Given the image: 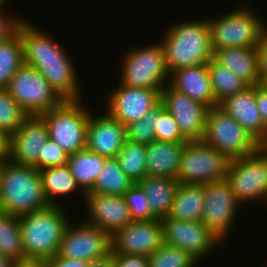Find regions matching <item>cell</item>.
I'll list each match as a JSON object with an SVG mask.
<instances>
[{
	"mask_svg": "<svg viewBox=\"0 0 267 267\" xmlns=\"http://www.w3.org/2000/svg\"><path fill=\"white\" fill-rule=\"evenodd\" d=\"M163 243V228L159 219L133 221L111 235V250L114 253L149 256Z\"/></svg>",
	"mask_w": 267,
	"mask_h": 267,
	"instance_id": "cell-17",
	"label": "cell"
},
{
	"mask_svg": "<svg viewBox=\"0 0 267 267\" xmlns=\"http://www.w3.org/2000/svg\"><path fill=\"white\" fill-rule=\"evenodd\" d=\"M225 179L241 205L254 200L267 203V151L260 147L254 154L230 160Z\"/></svg>",
	"mask_w": 267,
	"mask_h": 267,
	"instance_id": "cell-11",
	"label": "cell"
},
{
	"mask_svg": "<svg viewBox=\"0 0 267 267\" xmlns=\"http://www.w3.org/2000/svg\"><path fill=\"white\" fill-rule=\"evenodd\" d=\"M24 64L22 42L17 33L0 43V89H7L10 79Z\"/></svg>",
	"mask_w": 267,
	"mask_h": 267,
	"instance_id": "cell-33",
	"label": "cell"
},
{
	"mask_svg": "<svg viewBox=\"0 0 267 267\" xmlns=\"http://www.w3.org/2000/svg\"><path fill=\"white\" fill-rule=\"evenodd\" d=\"M82 104V99L64 100L59 106L40 115L47 125L49 138L68 156L86 149L91 111Z\"/></svg>",
	"mask_w": 267,
	"mask_h": 267,
	"instance_id": "cell-6",
	"label": "cell"
},
{
	"mask_svg": "<svg viewBox=\"0 0 267 267\" xmlns=\"http://www.w3.org/2000/svg\"><path fill=\"white\" fill-rule=\"evenodd\" d=\"M208 18L213 50L234 47L256 48L267 28L265 20L245 5L224 14Z\"/></svg>",
	"mask_w": 267,
	"mask_h": 267,
	"instance_id": "cell-5",
	"label": "cell"
},
{
	"mask_svg": "<svg viewBox=\"0 0 267 267\" xmlns=\"http://www.w3.org/2000/svg\"><path fill=\"white\" fill-rule=\"evenodd\" d=\"M118 85L107 97L106 110L124 126L138 121L160 104L161 89Z\"/></svg>",
	"mask_w": 267,
	"mask_h": 267,
	"instance_id": "cell-16",
	"label": "cell"
},
{
	"mask_svg": "<svg viewBox=\"0 0 267 267\" xmlns=\"http://www.w3.org/2000/svg\"><path fill=\"white\" fill-rule=\"evenodd\" d=\"M204 203V185L178 184L168 218L201 221Z\"/></svg>",
	"mask_w": 267,
	"mask_h": 267,
	"instance_id": "cell-26",
	"label": "cell"
},
{
	"mask_svg": "<svg viewBox=\"0 0 267 267\" xmlns=\"http://www.w3.org/2000/svg\"><path fill=\"white\" fill-rule=\"evenodd\" d=\"M120 84L128 87L162 89L169 83L161 43L132 48L123 56Z\"/></svg>",
	"mask_w": 267,
	"mask_h": 267,
	"instance_id": "cell-8",
	"label": "cell"
},
{
	"mask_svg": "<svg viewBox=\"0 0 267 267\" xmlns=\"http://www.w3.org/2000/svg\"><path fill=\"white\" fill-rule=\"evenodd\" d=\"M160 41L169 74L176 69L208 63L213 59L208 19L184 21L167 28Z\"/></svg>",
	"mask_w": 267,
	"mask_h": 267,
	"instance_id": "cell-3",
	"label": "cell"
},
{
	"mask_svg": "<svg viewBox=\"0 0 267 267\" xmlns=\"http://www.w3.org/2000/svg\"><path fill=\"white\" fill-rule=\"evenodd\" d=\"M48 138V128L44 120L40 116H29L9 137L8 159L38 169V155Z\"/></svg>",
	"mask_w": 267,
	"mask_h": 267,
	"instance_id": "cell-18",
	"label": "cell"
},
{
	"mask_svg": "<svg viewBox=\"0 0 267 267\" xmlns=\"http://www.w3.org/2000/svg\"><path fill=\"white\" fill-rule=\"evenodd\" d=\"M88 264L89 261L64 258L57 254L53 258L45 260L46 267H88Z\"/></svg>",
	"mask_w": 267,
	"mask_h": 267,
	"instance_id": "cell-43",
	"label": "cell"
},
{
	"mask_svg": "<svg viewBox=\"0 0 267 267\" xmlns=\"http://www.w3.org/2000/svg\"><path fill=\"white\" fill-rule=\"evenodd\" d=\"M116 159L120 169L133 183L147 176L146 145L126 140Z\"/></svg>",
	"mask_w": 267,
	"mask_h": 267,
	"instance_id": "cell-32",
	"label": "cell"
},
{
	"mask_svg": "<svg viewBox=\"0 0 267 267\" xmlns=\"http://www.w3.org/2000/svg\"><path fill=\"white\" fill-rule=\"evenodd\" d=\"M160 221L164 243L190 252L200 262L214 251V246L217 247L218 243L222 242L201 221H182L171 218Z\"/></svg>",
	"mask_w": 267,
	"mask_h": 267,
	"instance_id": "cell-14",
	"label": "cell"
},
{
	"mask_svg": "<svg viewBox=\"0 0 267 267\" xmlns=\"http://www.w3.org/2000/svg\"><path fill=\"white\" fill-rule=\"evenodd\" d=\"M229 162L224 154L203 141H187L177 181L179 184L204 185L225 180Z\"/></svg>",
	"mask_w": 267,
	"mask_h": 267,
	"instance_id": "cell-10",
	"label": "cell"
},
{
	"mask_svg": "<svg viewBox=\"0 0 267 267\" xmlns=\"http://www.w3.org/2000/svg\"><path fill=\"white\" fill-rule=\"evenodd\" d=\"M6 90L29 116H40L64 101L37 69L26 64L15 72Z\"/></svg>",
	"mask_w": 267,
	"mask_h": 267,
	"instance_id": "cell-9",
	"label": "cell"
},
{
	"mask_svg": "<svg viewBox=\"0 0 267 267\" xmlns=\"http://www.w3.org/2000/svg\"><path fill=\"white\" fill-rule=\"evenodd\" d=\"M39 172L42 177L44 194L50 205H60L58 199L61 198L59 197L66 198V196H70L73 192L82 193L71 174L68 164L58 167H47L40 169Z\"/></svg>",
	"mask_w": 267,
	"mask_h": 267,
	"instance_id": "cell-28",
	"label": "cell"
},
{
	"mask_svg": "<svg viewBox=\"0 0 267 267\" xmlns=\"http://www.w3.org/2000/svg\"><path fill=\"white\" fill-rule=\"evenodd\" d=\"M255 100L263 123L267 126V90L260 84L255 85Z\"/></svg>",
	"mask_w": 267,
	"mask_h": 267,
	"instance_id": "cell-44",
	"label": "cell"
},
{
	"mask_svg": "<svg viewBox=\"0 0 267 267\" xmlns=\"http://www.w3.org/2000/svg\"><path fill=\"white\" fill-rule=\"evenodd\" d=\"M134 184L120 169L116 158H107L89 193L123 196Z\"/></svg>",
	"mask_w": 267,
	"mask_h": 267,
	"instance_id": "cell-29",
	"label": "cell"
},
{
	"mask_svg": "<svg viewBox=\"0 0 267 267\" xmlns=\"http://www.w3.org/2000/svg\"><path fill=\"white\" fill-rule=\"evenodd\" d=\"M257 51L258 74L261 80L267 75V28L261 36Z\"/></svg>",
	"mask_w": 267,
	"mask_h": 267,
	"instance_id": "cell-42",
	"label": "cell"
},
{
	"mask_svg": "<svg viewBox=\"0 0 267 267\" xmlns=\"http://www.w3.org/2000/svg\"><path fill=\"white\" fill-rule=\"evenodd\" d=\"M204 198L201 222L221 241H224L231 233L241 204L237 201L226 179L204 184Z\"/></svg>",
	"mask_w": 267,
	"mask_h": 267,
	"instance_id": "cell-12",
	"label": "cell"
},
{
	"mask_svg": "<svg viewBox=\"0 0 267 267\" xmlns=\"http://www.w3.org/2000/svg\"><path fill=\"white\" fill-rule=\"evenodd\" d=\"M157 106L138 121L126 126V140L147 145L156 140Z\"/></svg>",
	"mask_w": 267,
	"mask_h": 267,
	"instance_id": "cell-36",
	"label": "cell"
},
{
	"mask_svg": "<svg viewBox=\"0 0 267 267\" xmlns=\"http://www.w3.org/2000/svg\"><path fill=\"white\" fill-rule=\"evenodd\" d=\"M13 260L5 257L0 253V267H12L13 266Z\"/></svg>",
	"mask_w": 267,
	"mask_h": 267,
	"instance_id": "cell-48",
	"label": "cell"
},
{
	"mask_svg": "<svg viewBox=\"0 0 267 267\" xmlns=\"http://www.w3.org/2000/svg\"><path fill=\"white\" fill-rule=\"evenodd\" d=\"M160 103L173 116L187 141L202 140L210 107L174 90L168 84L161 89Z\"/></svg>",
	"mask_w": 267,
	"mask_h": 267,
	"instance_id": "cell-15",
	"label": "cell"
},
{
	"mask_svg": "<svg viewBox=\"0 0 267 267\" xmlns=\"http://www.w3.org/2000/svg\"><path fill=\"white\" fill-rule=\"evenodd\" d=\"M12 267H46L45 260L21 259L13 262Z\"/></svg>",
	"mask_w": 267,
	"mask_h": 267,
	"instance_id": "cell-47",
	"label": "cell"
},
{
	"mask_svg": "<svg viewBox=\"0 0 267 267\" xmlns=\"http://www.w3.org/2000/svg\"><path fill=\"white\" fill-rule=\"evenodd\" d=\"M155 137L157 141L187 142L182 136L177 122L161 103L157 106Z\"/></svg>",
	"mask_w": 267,
	"mask_h": 267,
	"instance_id": "cell-37",
	"label": "cell"
},
{
	"mask_svg": "<svg viewBox=\"0 0 267 267\" xmlns=\"http://www.w3.org/2000/svg\"><path fill=\"white\" fill-rule=\"evenodd\" d=\"M69 156L50 138L44 143L38 155V170L47 167H58L68 164Z\"/></svg>",
	"mask_w": 267,
	"mask_h": 267,
	"instance_id": "cell-39",
	"label": "cell"
},
{
	"mask_svg": "<svg viewBox=\"0 0 267 267\" xmlns=\"http://www.w3.org/2000/svg\"><path fill=\"white\" fill-rule=\"evenodd\" d=\"M260 85L267 90V75L261 80Z\"/></svg>",
	"mask_w": 267,
	"mask_h": 267,
	"instance_id": "cell-49",
	"label": "cell"
},
{
	"mask_svg": "<svg viewBox=\"0 0 267 267\" xmlns=\"http://www.w3.org/2000/svg\"><path fill=\"white\" fill-rule=\"evenodd\" d=\"M207 69L217 105L225 98L240 93L250 86L230 69L219 65L213 59L207 63Z\"/></svg>",
	"mask_w": 267,
	"mask_h": 267,
	"instance_id": "cell-30",
	"label": "cell"
},
{
	"mask_svg": "<svg viewBox=\"0 0 267 267\" xmlns=\"http://www.w3.org/2000/svg\"><path fill=\"white\" fill-rule=\"evenodd\" d=\"M229 160L254 154L261 144L218 106L210 108L202 140Z\"/></svg>",
	"mask_w": 267,
	"mask_h": 267,
	"instance_id": "cell-7",
	"label": "cell"
},
{
	"mask_svg": "<svg viewBox=\"0 0 267 267\" xmlns=\"http://www.w3.org/2000/svg\"><path fill=\"white\" fill-rule=\"evenodd\" d=\"M9 157V136L0 130V160L3 162Z\"/></svg>",
	"mask_w": 267,
	"mask_h": 267,
	"instance_id": "cell-46",
	"label": "cell"
},
{
	"mask_svg": "<svg viewBox=\"0 0 267 267\" xmlns=\"http://www.w3.org/2000/svg\"><path fill=\"white\" fill-rule=\"evenodd\" d=\"M186 142L154 140L146 145L147 176H166L177 180Z\"/></svg>",
	"mask_w": 267,
	"mask_h": 267,
	"instance_id": "cell-23",
	"label": "cell"
},
{
	"mask_svg": "<svg viewBox=\"0 0 267 267\" xmlns=\"http://www.w3.org/2000/svg\"><path fill=\"white\" fill-rule=\"evenodd\" d=\"M213 60L219 65L230 69L249 85L261 84L258 74L256 48L234 47L213 51Z\"/></svg>",
	"mask_w": 267,
	"mask_h": 267,
	"instance_id": "cell-24",
	"label": "cell"
},
{
	"mask_svg": "<svg viewBox=\"0 0 267 267\" xmlns=\"http://www.w3.org/2000/svg\"><path fill=\"white\" fill-rule=\"evenodd\" d=\"M107 157L92 153L88 149L69 155L68 165L83 195L89 193L99 176Z\"/></svg>",
	"mask_w": 267,
	"mask_h": 267,
	"instance_id": "cell-27",
	"label": "cell"
},
{
	"mask_svg": "<svg viewBox=\"0 0 267 267\" xmlns=\"http://www.w3.org/2000/svg\"><path fill=\"white\" fill-rule=\"evenodd\" d=\"M133 221L152 220V211L141 187L135 183L124 195Z\"/></svg>",
	"mask_w": 267,
	"mask_h": 267,
	"instance_id": "cell-38",
	"label": "cell"
},
{
	"mask_svg": "<svg viewBox=\"0 0 267 267\" xmlns=\"http://www.w3.org/2000/svg\"><path fill=\"white\" fill-rule=\"evenodd\" d=\"M115 267H148L147 256L114 253Z\"/></svg>",
	"mask_w": 267,
	"mask_h": 267,
	"instance_id": "cell-41",
	"label": "cell"
},
{
	"mask_svg": "<svg viewBox=\"0 0 267 267\" xmlns=\"http://www.w3.org/2000/svg\"><path fill=\"white\" fill-rule=\"evenodd\" d=\"M18 33L24 64L37 69L63 100L82 99L78 74L67 50L28 19L21 23Z\"/></svg>",
	"mask_w": 267,
	"mask_h": 267,
	"instance_id": "cell-1",
	"label": "cell"
},
{
	"mask_svg": "<svg viewBox=\"0 0 267 267\" xmlns=\"http://www.w3.org/2000/svg\"><path fill=\"white\" fill-rule=\"evenodd\" d=\"M126 141V126L107 111L99 116L90 114L86 149L107 158H116Z\"/></svg>",
	"mask_w": 267,
	"mask_h": 267,
	"instance_id": "cell-20",
	"label": "cell"
},
{
	"mask_svg": "<svg viewBox=\"0 0 267 267\" xmlns=\"http://www.w3.org/2000/svg\"><path fill=\"white\" fill-rule=\"evenodd\" d=\"M0 253L18 261L24 259L18 216L0 211Z\"/></svg>",
	"mask_w": 267,
	"mask_h": 267,
	"instance_id": "cell-31",
	"label": "cell"
},
{
	"mask_svg": "<svg viewBox=\"0 0 267 267\" xmlns=\"http://www.w3.org/2000/svg\"><path fill=\"white\" fill-rule=\"evenodd\" d=\"M218 107L236 120L261 145L267 139V126L263 123L255 100V85L225 98Z\"/></svg>",
	"mask_w": 267,
	"mask_h": 267,
	"instance_id": "cell-21",
	"label": "cell"
},
{
	"mask_svg": "<svg viewBox=\"0 0 267 267\" xmlns=\"http://www.w3.org/2000/svg\"><path fill=\"white\" fill-rule=\"evenodd\" d=\"M148 267H196L200 262L190 252L163 243L147 256Z\"/></svg>",
	"mask_w": 267,
	"mask_h": 267,
	"instance_id": "cell-34",
	"label": "cell"
},
{
	"mask_svg": "<svg viewBox=\"0 0 267 267\" xmlns=\"http://www.w3.org/2000/svg\"><path fill=\"white\" fill-rule=\"evenodd\" d=\"M261 147L267 151V139L263 142V144L261 145Z\"/></svg>",
	"mask_w": 267,
	"mask_h": 267,
	"instance_id": "cell-50",
	"label": "cell"
},
{
	"mask_svg": "<svg viewBox=\"0 0 267 267\" xmlns=\"http://www.w3.org/2000/svg\"><path fill=\"white\" fill-rule=\"evenodd\" d=\"M88 220L84 222L107 231L110 235L133 222L123 196L86 193L84 195Z\"/></svg>",
	"mask_w": 267,
	"mask_h": 267,
	"instance_id": "cell-19",
	"label": "cell"
},
{
	"mask_svg": "<svg viewBox=\"0 0 267 267\" xmlns=\"http://www.w3.org/2000/svg\"><path fill=\"white\" fill-rule=\"evenodd\" d=\"M111 250V235L99 227L70 220L60 242L58 256L92 261Z\"/></svg>",
	"mask_w": 267,
	"mask_h": 267,
	"instance_id": "cell-13",
	"label": "cell"
},
{
	"mask_svg": "<svg viewBox=\"0 0 267 267\" xmlns=\"http://www.w3.org/2000/svg\"><path fill=\"white\" fill-rule=\"evenodd\" d=\"M9 0H3L0 3V43L5 42L13 38L19 30L21 23L24 21L22 17H10L3 13V9L6 6V2Z\"/></svg>",
	"mask_w": 267,
	"mask_h": 267,
	"instance_id": "cell-40",
	"label": "cell"
},
{
	"mask_svg": "<svg viewBox=\"0 0 267 267\" xmlns=\"http://www.w3.org/2000/svg\"><path fill=\"white\" fill-rule=\"evenodd\" d=\"M39 170L5 160L0 167V211L21 216L49 207Z\"/></svg>",
	"mask_w": 267,
	"mask_h": 267,
	"instance_id": "cell-2",
	"label": "cell"
},
{
	"mask_svg": "<svg viewBox=\"0 0 267 267\" xmlns=\"http://www.w3.org/2000/svg\"><path fill=\"white\" fill-rule=\"evenodd\" d=\"M65 213L62 206L50 205L18 216L24 259L47 260L58 253L63 234L72 219Z\"/></svg>",
	"mask_w": 267,
	"mask_h": 267,
	"instance_id": "cell-4",
	"label": "cell"
},
{
	"mask_svg": "<svg viewBox=\"0 0 267 267\" xmlns=\"http://www.w3.org/2000/svg\"><path fill=\"white\" fill-rule=\"evenodd\" d=\"M88 267H115L114 252L110 250L107 254L93 259Z\"/></svg>",
	"mask_w": 267,
	"mask_h": 267,
	"instance_id": "cell-45",
	"label": "cell"
},
{
	"mask_svg": "<svg viewBox=\"0 0 267 267\" xmlns=\"http://www.w3.org/2000/svg\"><path fill=\"white\" fill-rule=\"evenodd\" d=\"M29 117L24 109L9 95L6 89H0V130L12 136Z\"/></svg>",
	"mask_w": 267,
	"mask_h": 267,
	"instance_id": "cell-35",
	"label": "cell"
},
{
	"mask_svg": "<svg viewBox=\"0 0 267 267\" xmlns=\"http://www.w3.org/2000/svg\"><path fill=\"white\" fill-rule=\"evenodd\" d=\"M137 184L146 195L152 220L168 218L178 181L166 176H145Z\"/></svg>",
	"mask_w": 267,
	"mask_h": 267,
	"instance_id": "cell-25",
	"label": "cell"
},
{
	"mask_svg": "<svg viewBox=\"0 0 267 267\" xmlns=\"http://www.w3.org/2000/svg\"><path fill=\"white\" fill-rule=\"evenodd\" d=\"M168 85L208 107L218 106L213 95L207 63L173 70Z\"/></svg>",
	"mask_w": 267,
	"mask_h": 267,
	"instance_id": "cell-22",
	"label": "cell"
}]
</instances>
